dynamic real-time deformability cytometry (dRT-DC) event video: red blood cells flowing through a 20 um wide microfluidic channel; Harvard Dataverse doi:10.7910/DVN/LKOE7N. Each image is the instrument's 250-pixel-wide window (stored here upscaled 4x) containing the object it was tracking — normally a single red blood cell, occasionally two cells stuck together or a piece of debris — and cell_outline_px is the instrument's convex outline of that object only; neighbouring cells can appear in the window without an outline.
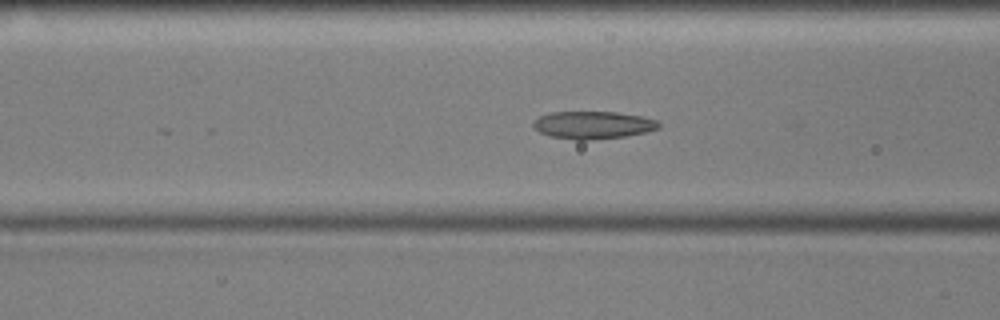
{"species": "common noctule bat (a hibernating species)", "species_latin": "Nyctalus noctula", "temperature_condition": "cold", "stored_images_in_passage": 44, "camera_frame_rate_fps": 3000, "um_per_image_px": 0.085, "animal": {"sex": "male", "body_mass_g": 17.9, "forearm_length_mm": 54.2}, "frame": {"image": 1, "passage_image": 20, "time_ms": 6.333, "image_size_px": [1000, 320], "cell_outline_px": [[660, 128], [628, 136], [592, 140], [576, 140], [552, 136], [540, 132], [532, 124], [540, 116], [552, 112], [616, 112], [644, 116], [656, 120], [660, 124]], "centroid_in_image_um": [50.46, 10.63], "position_along_channel_um": 116.1, "area_um2": 20.11}}
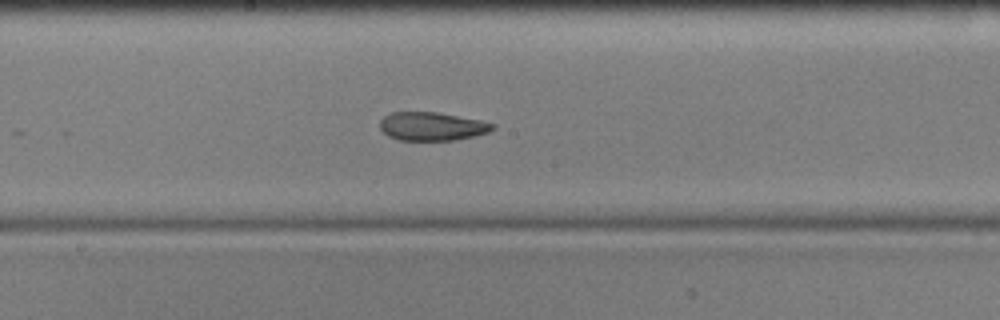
{"frame": {"image": 2, "passage_image": 28, "time_ms": 9.0, "image_size_px": [1000, 320], "cell_outline_px": [[496, 128], [488, 132], [456, 140], [400, 140], [388, 136], [380, 128], [380, 120], [384, 116], [392, 112], [436, 112], [480, 120], [496, 124]], "centroid_in_image_um": [36.72, 10.74], "position_along_channel_um": 211.5, "area_um2": 18.61}}
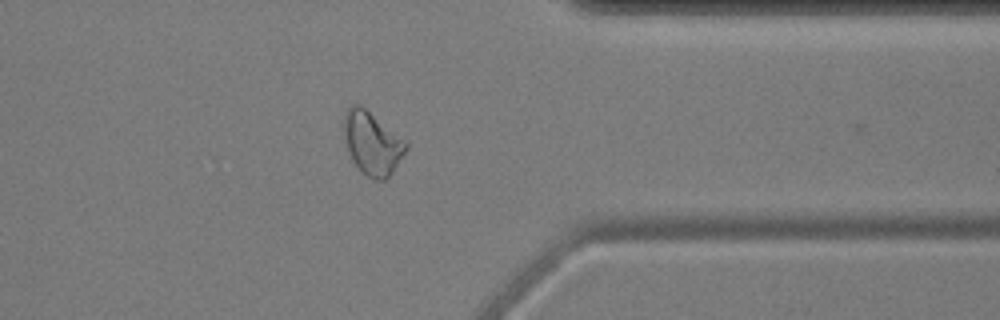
{"frame": {"image": 3, "passage_image": 43, "time_ms": 14.0, "image_size_px": [1000, 320], "cell_outline_px": [[408, 148], [392, 172], [384, 180], [376, 180], [368, 176], [352, 160], [344, 136], [344, 112], [352, 104], [360, 104], [404, 140], [408, 144]], "centroid_in_image_um": [31.63, 12.15], "position_along_channel_um": 379.8, "area_um2": 22.2}}